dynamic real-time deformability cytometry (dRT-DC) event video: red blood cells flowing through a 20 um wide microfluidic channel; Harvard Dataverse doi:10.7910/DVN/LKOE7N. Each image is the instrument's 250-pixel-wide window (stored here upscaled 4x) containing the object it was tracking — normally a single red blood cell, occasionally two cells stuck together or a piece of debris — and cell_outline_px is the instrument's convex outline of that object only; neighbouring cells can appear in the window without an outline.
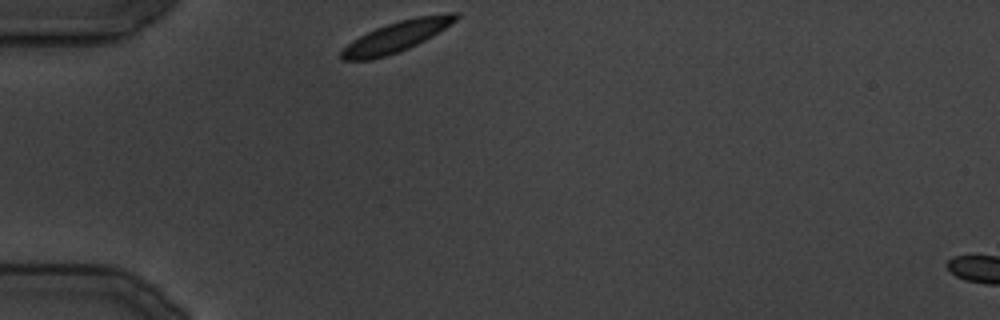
{"species": "common noctule bat (a hibernating species)", "species_latin": "Nyctalus noctula", "temperature_condition": "cold", "stored_images_in_passage": 22, "camera_frame_rate_fps": 3000, "um_per_image_px": 0.085, "animal": {"sex": "male", "body_mass_g": 19.5, "forearm_length_mm": 54.6}, "frame": {"image": 1, "passage_image": 1, "time_ms": 0.0, "image_size_px": [1000, 320], "cell_outline_px": [[460, 16], [456, 20], [432, 36], [408, 48], [372, 60], [340, 60], [340, 52], [352, 40], [376, 28], [400, 20], [416, 16], [448, 12], [460, 12]], "centroid_in_image_um": [33.71, 3.09], "position_along_channel_um": 51.3, "area_um2": 20.17}}
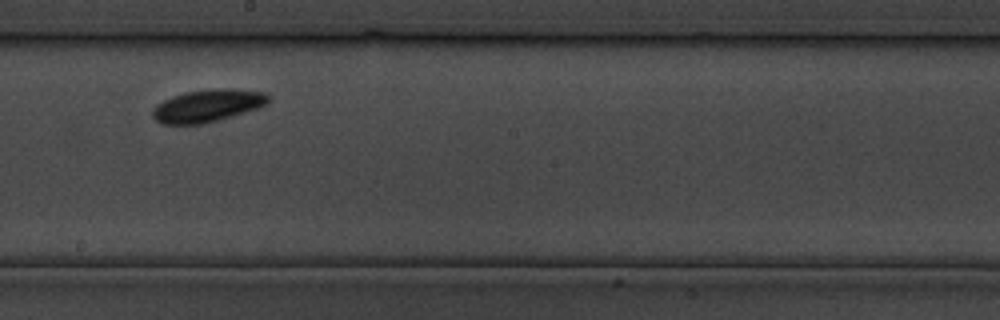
{"frame": {"image": 2, "passage_image": 12, "time_ms": 13.333, "image_size_px": [1000, 320], "cell_outline_px": [[268, 104], [232, 116], [204, 124], [160, 124], [152, 116], [152, 112], [156, 104], [164, 100], [188, 92], [220, 88], [232, 88], [264, 92], [268, 96]], "centroid_in_image_um": [17.64, 8.99], "position_along_channel_um": 230.6, "area_um2": 21.62}}
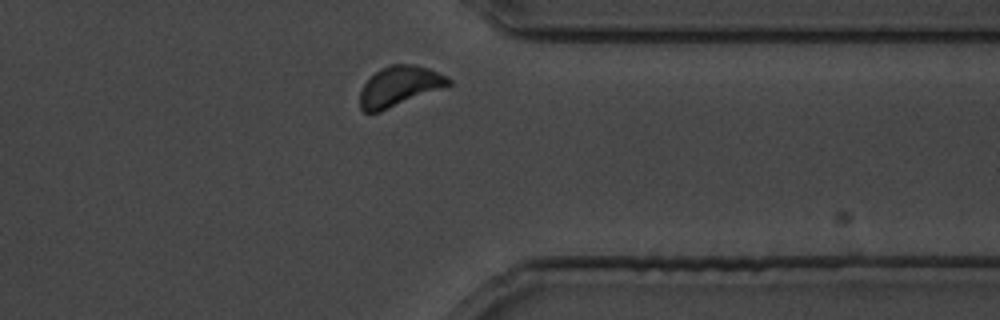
{"frame": {"image": 3, "passage_image": 20, "time_ms": 23.333, "image_size_px": [1000, 320], "cell_outline_px": [[452, 84], [380, 112], [364, 112], [360, 108], [360, 92], [364, 84], [380, 68], [392, 64], [416, 64], [428, 68], [448, 76], [452, 80]], "centroid_in_image_um": [33.96, 7.32], "position_along_channel_um": 377.4, "area_um2": 20.58}}